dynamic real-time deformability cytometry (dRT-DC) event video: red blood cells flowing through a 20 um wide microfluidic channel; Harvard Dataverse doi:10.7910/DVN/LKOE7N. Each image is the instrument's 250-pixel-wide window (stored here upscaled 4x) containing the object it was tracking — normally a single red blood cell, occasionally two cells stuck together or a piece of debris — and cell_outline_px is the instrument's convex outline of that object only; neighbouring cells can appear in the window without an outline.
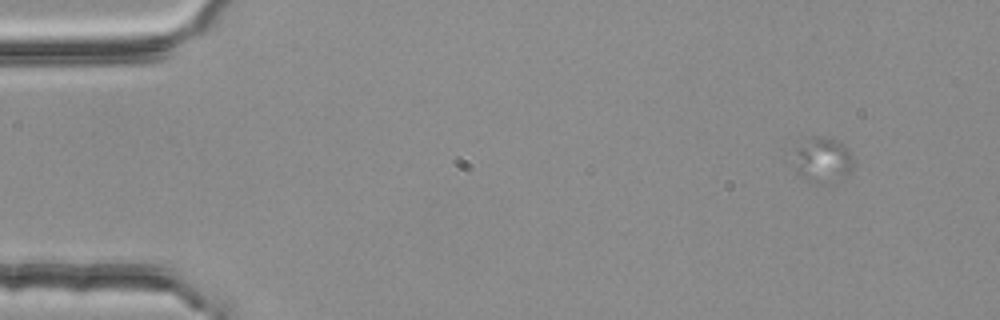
{"species": "common noctule bat (a hibernating species)", "species_latin": "Nyctalus noctula", "temperature_condition": "room temperature", "stored_images_in_passage": 6, "camera_frame_rate_fps": 3000, "um_per_image_px": 0.085, "animal": {"sex": "female", "body_mass_g": 25.1}, "frame": {"image": 1, "passage_image": 1, "time_ms": 0.0, "image_size_px": [1000, 320], "cell_outline_px": [[856, 164], [844, 176], [824, 184], [812, 184], [796, 172], [796, 152], [800, 148], [816, 136], [824, 136], [836, 140], [848, 148]], "centroid_in_image_um": [70.0, 13.64], "position_along_channel_um": 15.0, "area_um2": 15.2}}